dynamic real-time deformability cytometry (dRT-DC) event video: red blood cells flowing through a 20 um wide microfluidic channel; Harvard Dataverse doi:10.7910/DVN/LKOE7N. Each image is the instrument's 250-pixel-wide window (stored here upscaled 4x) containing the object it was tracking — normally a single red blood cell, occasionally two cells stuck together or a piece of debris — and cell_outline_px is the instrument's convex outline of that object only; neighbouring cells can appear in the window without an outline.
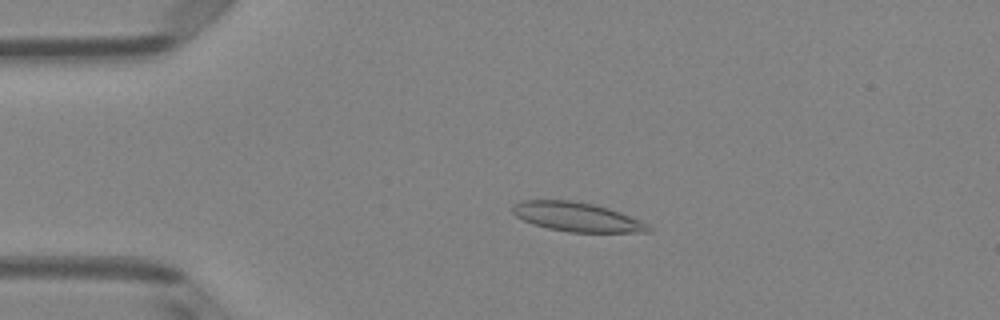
{"species": "Egyptian fruit bat (a non-hibernating species)", "species_latin": "Rousettus aegyptiacus", "temperature_condition": "room temperature", "stored_images_in_passage": 49, "camera_frame_rate_fps": 3000, "um_per_image_px": 0.085, "animal": {"sex": "female"}, "frame": {"image": 1, "passage_image": 10, "time_ms": 3.0, "image_size_px": [1000, 320], "cell_outline_px": [[652, 232], [568, 232], [548, 228], [532, 224], [516, 216], [512, 212], [512, 208], [520, 200], [572, 200], [592, 204], [608, 208], [648, 224], [652, 228]], "centroid_in_image_um": [49.01, 18.44], "position_along_channel_um": 36.0, "area_um2": 22.89}}
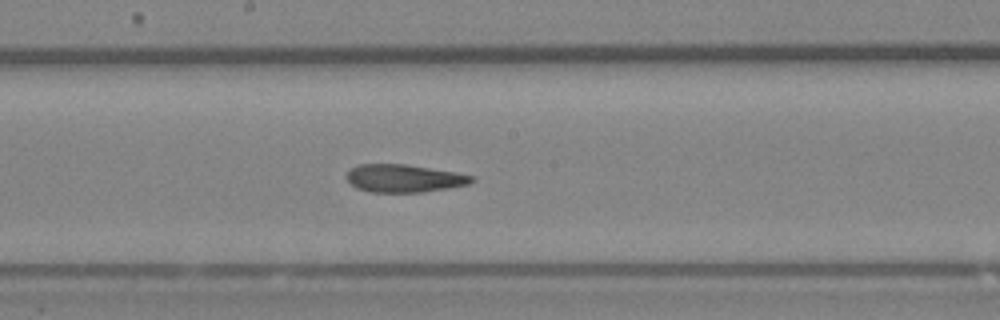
{"frame": {"image": 2, "passage_image": 26, "time_ms": 8.333, "image_size_px": [1000, 320], "cell_outline_px": [[476, 180], [468, 184], [448, 188], [424, 192], [368, 192], [356, 188], [344, 176], [352, 168], [360, 164], [404, 164], [456, 172], [476, 176]], "centroid_in_image_um": [34.36, 15.16], "position_along_channel_um": 213.8, "area_um2": 20.35}}
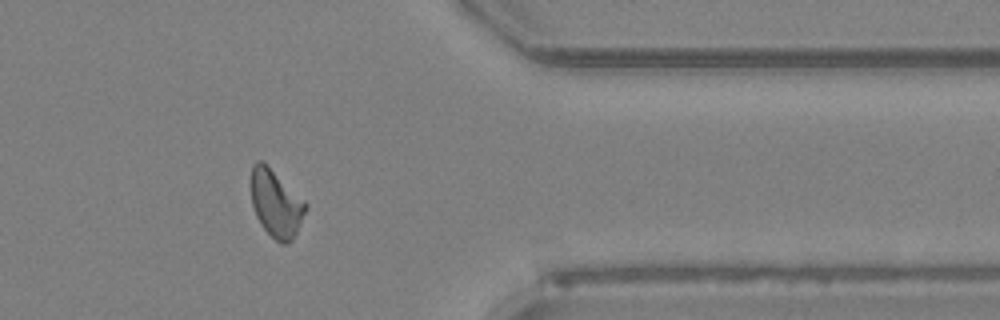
{"frame": {"image": 3, "passage_image": 40, "time_ms": 13.0, "image_size_px": [1000, 320], "cell_outline_px": [[308, 208], [292, 240], [288, 244], [280, 244], [260, 224], [256, 216], [252, 204], [252, 164], [256, 160], [264, 160], [308, 204]], "centroid_in_image_um": [23.47, 17.27], "position_along_channel_um": 387.9, "area_um2": 21.44}, "authors_computed_cell_mechanics": {"area_um2": 21.2126, "velocity_mm_per_s": 4.0639, "shape_relaxation_time_tau1_ms": null, "shape_relaxation_time_tau2_ms": 4.3364, "deformation_change_tau1": null, "deformation_change_tau2": 0.1148}}